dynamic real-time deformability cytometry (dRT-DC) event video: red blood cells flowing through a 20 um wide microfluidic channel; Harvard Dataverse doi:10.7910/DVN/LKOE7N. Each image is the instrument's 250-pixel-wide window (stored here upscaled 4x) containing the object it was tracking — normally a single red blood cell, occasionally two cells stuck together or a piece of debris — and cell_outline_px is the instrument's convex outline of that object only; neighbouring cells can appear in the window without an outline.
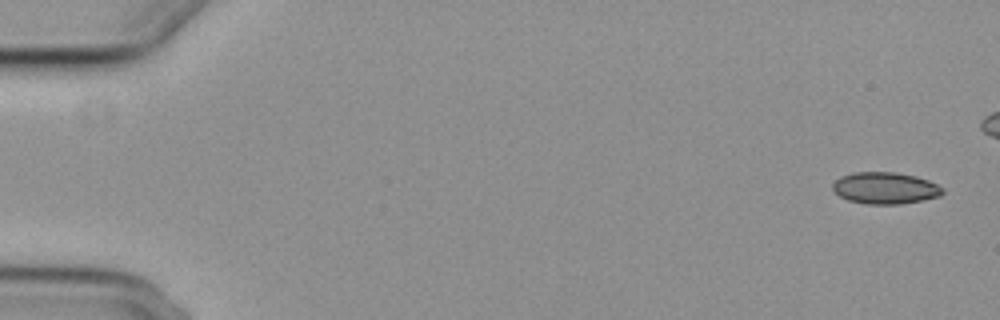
{"species": "common noctule bat (a hibernating species)", "species_latin": "Nyctalus noctula", "temperature_condition": "cold", "stored_images_in_passage": 12, "camera_frame_rate_fps": 3000, "um_per_image_px": 0.085, "animal": {"sex": "female", "body_mass_g": 29.2, "forearm_length_mm": 56.3}, "frame": {"image": 1, "passage_image": 1, "time_ms": 0.0, "image_size_px": [1000, 320], "cell_outline_px": [[944, 192], [940, 196], [924, 200], [900, 204], [868, 204], [848, 200], [840, 196], [832, 188], [832, 184], [840, 176], [856, 172], [896, 172], [916, 176], [928, 180], [944, 188]], "centroid_in_image_um": [75.26, 15.98], "position_along_channel_um": 9.7, "area_um2": 20.35}}